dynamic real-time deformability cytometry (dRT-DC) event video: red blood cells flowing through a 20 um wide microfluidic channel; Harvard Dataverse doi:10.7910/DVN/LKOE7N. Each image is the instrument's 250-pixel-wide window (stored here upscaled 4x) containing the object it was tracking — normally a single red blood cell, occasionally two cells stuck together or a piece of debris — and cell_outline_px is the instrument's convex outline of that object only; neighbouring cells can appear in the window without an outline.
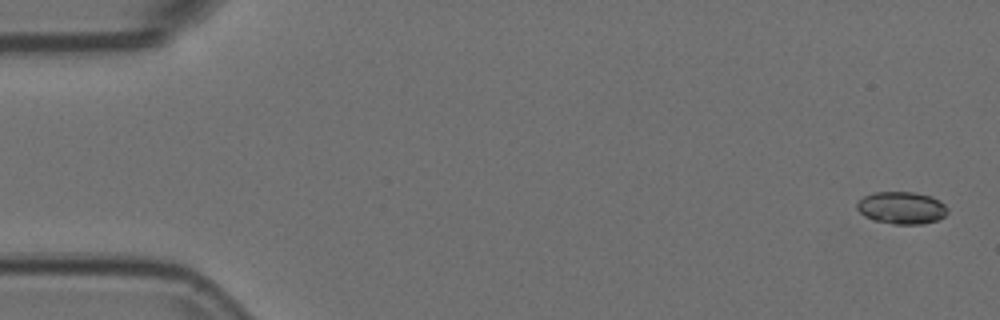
{"species": "Egyptian fruit bat (a non-hibernating species)", "species_latin": "Rousettus aegyptiacus", "temperature_condition": "room temperature", "stored_images_in_passage": 4, "camera_frame_rate_fps": 3000, "um_per_image_px": 0.085, "animal": {"sex": "female"}, "frame": {"image": 1, "passage_image": 1, "time_ms": 0.0, "image_size_px": [1000, 320], "cell_outline_px": [[948, 212], [944, 216], [936, 220], [920, 224], [892, 224], [872, 220], [864, 216], [856, 208], [856, 204], [864, 196], [872, 192], [916, 192], [932, 196], [940, 200], [948, 208]], "centroid_in_image_um": [76.63, 17.66], "position_along_channel_um": 8.4, "area_um2": 17.22}}
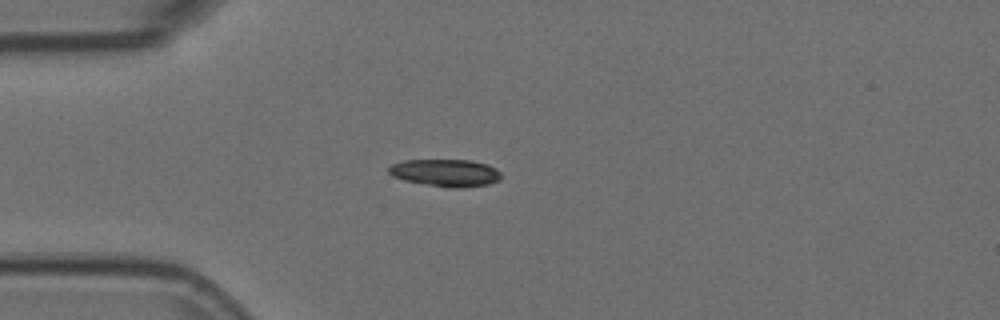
{"frame": {"image": 2, "passage_image": 4, "time_ms": 1.0, "image_size_px": [1000, 320], "cell_outline_px": [[500, 180], [488, 184], [460, 188], [452, 188], [404, 180], [392, 176], [388, 172], [388, 168], [392, 164], [404, 160], [472, 160], [488, 164], [496, 168], [500, 172]], "centroid_in_image_um": [37.89, 14.68], "position_along_channel_um": 47.1, "area_um2": 17.86}}